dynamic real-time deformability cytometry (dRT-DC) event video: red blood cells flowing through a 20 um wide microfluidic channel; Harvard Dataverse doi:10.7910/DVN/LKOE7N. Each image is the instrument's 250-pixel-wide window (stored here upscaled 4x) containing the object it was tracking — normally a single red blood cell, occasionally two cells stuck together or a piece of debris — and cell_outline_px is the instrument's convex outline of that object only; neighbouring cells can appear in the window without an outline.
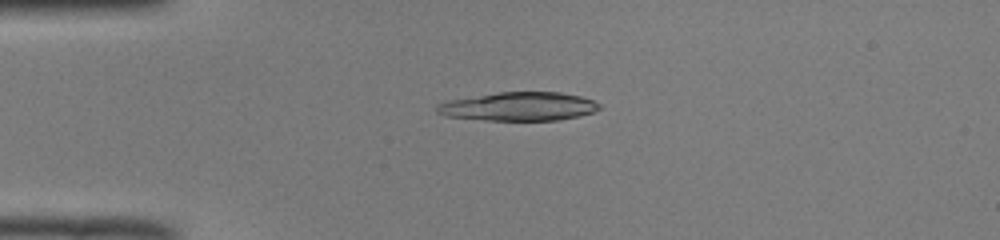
{"species": "common noctule bat (a hibernating species)", "species_latin": "Nyctalus noctula", "temperature_condition": "room temperature", "stored_images_in_passage": 51, "camera_frame_rate_fps": 3000, "um_per_image_px": 0.085, "animal": {"sex": "male", "body_mass_g": 19.0, "forearm_length_mm": 50.8}, "frame": {"image": 1, "passage_image": 13, "time_ms": 4.0, "image_size_px": [1000, 240], "cell_outline_px": [[600, 108], [592, 112], [560, 120], [484, 120], [444, 116], [436, 112], [436, 104], [452, 100], [500, 92], [560, 92], [580, 96], [592, 100], [600, 104]], "centroid_in_image_um": [44.08, 9.05], "position_along_channel_um": 40.9, "area_um2": 26.82}}